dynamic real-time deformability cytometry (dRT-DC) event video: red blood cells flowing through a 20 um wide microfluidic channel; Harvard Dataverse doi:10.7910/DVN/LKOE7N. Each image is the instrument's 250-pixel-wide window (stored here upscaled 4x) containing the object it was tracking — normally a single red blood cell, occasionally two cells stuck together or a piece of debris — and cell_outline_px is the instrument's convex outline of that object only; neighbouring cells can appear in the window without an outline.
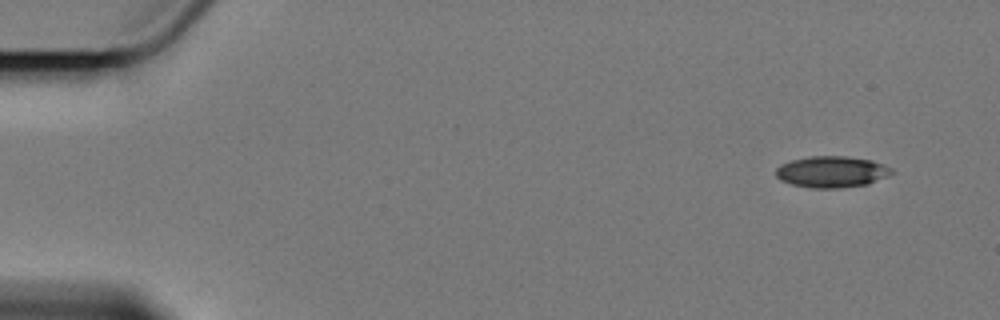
{"species": "Egyptian fruit bat (a non-hibernating species)", "species_latin": "Rousettus aegyptiacus", "temperature_condition": "cold", "stored_images_in_passage": 5, "camera_frame_rate_fps": 3000, "um_per_image_px": 0.085, "animal": {"sex": "female"}, "frame": {"image": 1, "passage_image": 1, "time_ms": 0.0, "image_size_px": [1000, 320], "cell_outline_px": [[896, 172], [868, 184], [840, 188], [808, 188], [792, 184], [780, 180], [776, 176], [776, 168], [780, 164], [792, 160], [808, 156], [848, 156], [872, 160], [892, 168]], "centroid_in_image_um": [70.69, 14.6], "position_along_channel_um": 14.3, "area_um2": 21.33}}
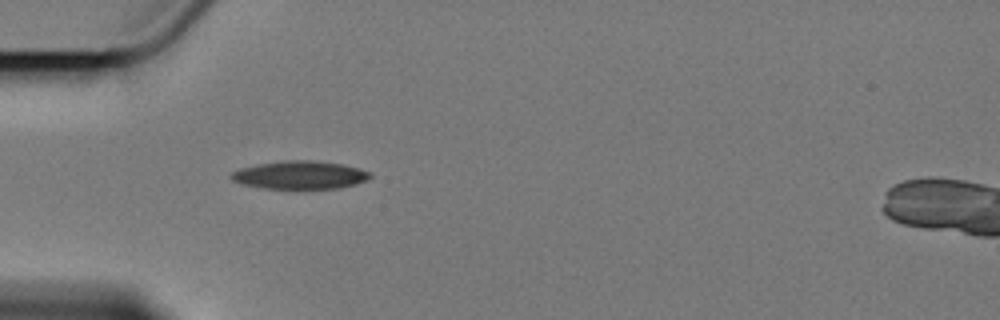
{"frame": {"image": 2, "passage_image": 5, "time_ms": 4.667, "image_size_px": [1000, 320], "cell_outline_px": [[372, 176], [368, 180], [356, 184], [340, 188], [264, 188], [244, 184], [232, 180], [232, 172], [240, 168], [260, 164], [288, 160], [312, 160], [340, 164], [360, 168], [372, 172]], "centroid_in_image_um": [25.57, 14.87], "position_along_channel_um": 59.4, "area_um2": 22.48}}